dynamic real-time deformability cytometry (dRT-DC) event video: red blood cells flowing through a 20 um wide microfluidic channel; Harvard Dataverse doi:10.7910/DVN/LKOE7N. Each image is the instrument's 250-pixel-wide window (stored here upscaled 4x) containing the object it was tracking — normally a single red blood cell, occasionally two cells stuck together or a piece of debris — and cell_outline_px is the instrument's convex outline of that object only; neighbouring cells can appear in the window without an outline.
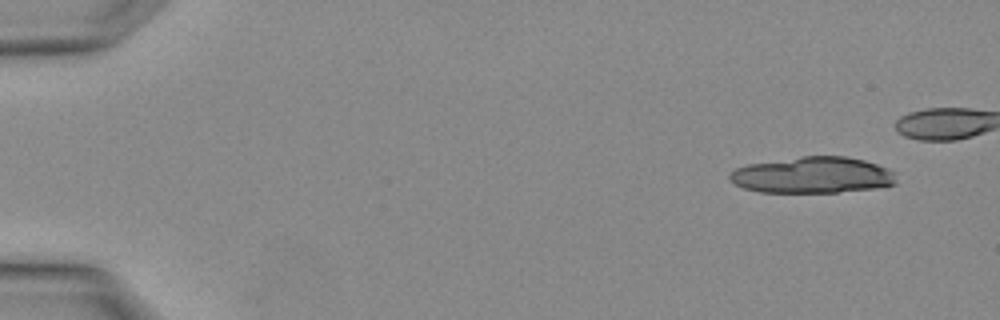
{"species": "Egyptian fruit bat (a non-hibernating species)", "species_latin": "Rousettus aegyptiacus", "temperature_condition": "warm", "stored_images_in_passage": 3, "camera_frame_rate_fps": 3000, "um_per_image_px": 0.085, "animal": {"sex": "female"}, "frame": {"image": 1, "passage_image": 1, "time_ms": 0.0, "image_size_px": [1000, 320], "cell_outline_px": [[896, 184], [876, 188], [836, 192], [760, 192], [744, 188], [728, 180], [728, 176], [736, 168], [748, 164], [804, 156], [844, 156], [864, 160], [888, 168], [896, 172]], "centroid_in_image_um": [69.09, 14.88], "position_along_channel_um": 15.9, "area_um2": 35.2}}
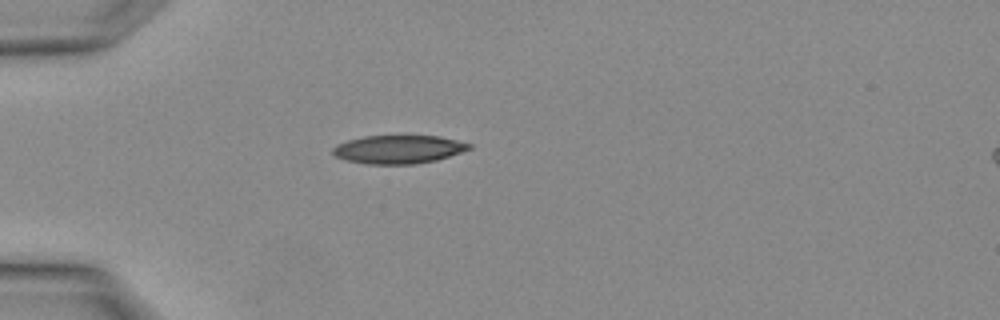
{"frame": {"image": 2, "passage_image": 3, "time_ms": 0.667, "image_size_px": [1000, 320], "cell_outline_px": [[472, 148], [436, 160], [412, 164], [368, 164], [348, 160], [336, 156], [332, 152], [332, 148], [336, 144], [348, 140], [364, 136], [440, 136], [472, 144]], "centroid_in_image_um": [33.86, 12.69], "position_along_channel_um": 51.1, "area_um2": 22.31}}